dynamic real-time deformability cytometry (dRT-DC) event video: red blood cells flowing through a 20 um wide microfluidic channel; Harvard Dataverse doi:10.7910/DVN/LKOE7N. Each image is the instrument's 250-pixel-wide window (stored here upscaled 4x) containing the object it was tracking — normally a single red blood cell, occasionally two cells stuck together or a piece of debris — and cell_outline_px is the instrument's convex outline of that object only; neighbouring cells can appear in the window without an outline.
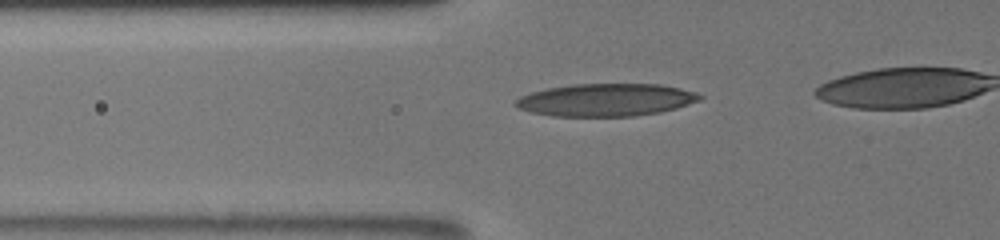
{"species": "human", "species_latin": "Homo sapiens", "temperature_condition": "room temperature", "stored_images_in_passage": 42, "camera_frame_rate_fps": 3000, "um_per_image_px": 0.085, "donor": {"sex": "male"}, "frame": {"image": 1, "passage_image": 35, "time_ms": 6.0, "image_size_px": [1000, 240], "cell_outline_px": [[704, 96], [700, 100], [676, 108], [660, 112], [636, 116], [552, 116], [532, 112], [520, 108], [512, 104], [520, 96], [532, 92], [548, 88], [572, 84], [660, 84], [680, 88], [696, 92]], "centroid_in_image_um": [51.52, 8.49], "position_along_channel_um": 74.3, "area_um2": 34.97}}